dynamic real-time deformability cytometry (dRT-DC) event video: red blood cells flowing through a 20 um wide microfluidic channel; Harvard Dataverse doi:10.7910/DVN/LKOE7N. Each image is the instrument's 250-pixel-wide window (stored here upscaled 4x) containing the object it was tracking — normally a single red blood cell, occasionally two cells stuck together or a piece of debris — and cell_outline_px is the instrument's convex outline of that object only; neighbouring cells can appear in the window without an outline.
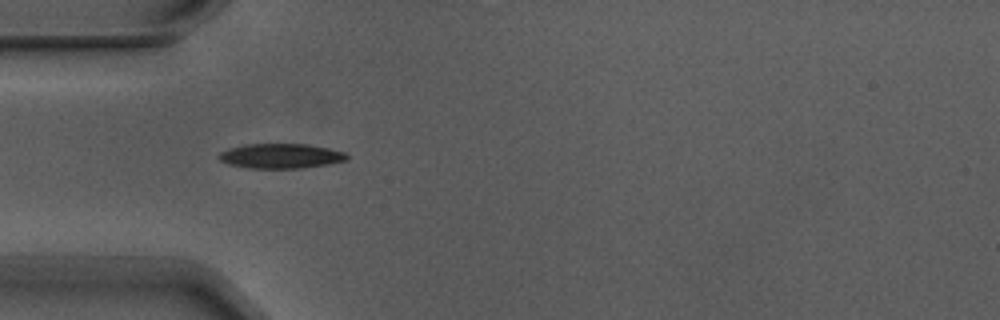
{"species": "Egyptian fruit bat (a non-hibernating species)", "species_latin": "Rousettus aegyptiacus", "temperature_condition": "warm", "stored_images_in_passage": 5, "camera_frame_rate_fps": 3000, "um_per_image_px": 0.085, "animal": {"sex": "male"}, "frame": {"image": 1, "passage_image": 4, "time_ms": 1.0, "image_size_px": [1000, 320], "cell_outline_px": [[348, 160], [328, 164], [304, 168], [248, 168], [228, 164], [220, 160], [216, 156], [220, 152], [228, 148], [244, 144], [308, 144], [328, 148], [344, 152], [348, 156]], "centroid_in_image_um": [23.84, 13.26], "position_along_channel_um": 61.2, "area_um2": 18.61}}